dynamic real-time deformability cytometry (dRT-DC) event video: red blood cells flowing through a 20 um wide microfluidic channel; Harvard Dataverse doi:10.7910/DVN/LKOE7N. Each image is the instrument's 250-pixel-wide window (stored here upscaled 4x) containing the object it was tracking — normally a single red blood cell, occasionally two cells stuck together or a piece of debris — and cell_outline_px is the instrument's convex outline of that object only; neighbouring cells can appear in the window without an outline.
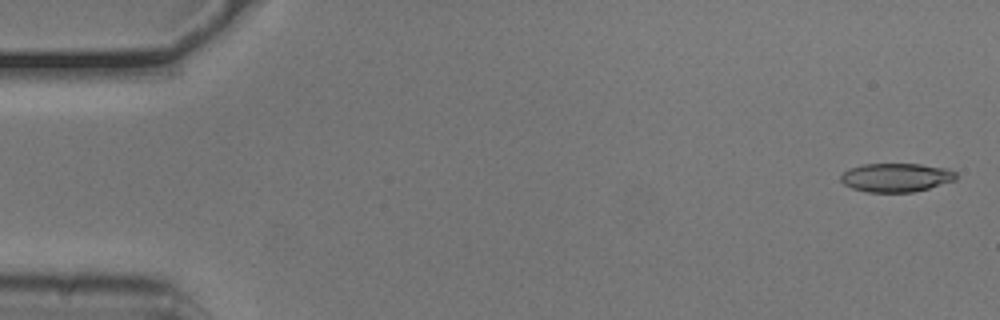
{"species": "common noctule bat (a hibernating species)", "species_latin": "Nyctalus noctula", "temperature_condition": "cold", "stored_images_in_passage": 9, "camera_frame_rate_fps": 3000, "um_per_image_px": 0.085, "animal": {"sex": "male", "body_mass_g": 20.5, "forearm_length_mm": 52.5}, "frame": {"image": 1, "passage_image": 1, "time_ms": 0.0, "image_size_px": [1000, 320], "cell_outline_px": [[956, 180], [928, 188], [912, 192], [868, 192], [852, 188], [844, 184], [840, 180], [840, 176], [848, 168], [864, 164], [920, 164], [948, 168], [956, 172]], "centroid_in_image_um": [76.17, 15.08], "position_along_channel_um": 8.8, "area_um2": 19.31}}